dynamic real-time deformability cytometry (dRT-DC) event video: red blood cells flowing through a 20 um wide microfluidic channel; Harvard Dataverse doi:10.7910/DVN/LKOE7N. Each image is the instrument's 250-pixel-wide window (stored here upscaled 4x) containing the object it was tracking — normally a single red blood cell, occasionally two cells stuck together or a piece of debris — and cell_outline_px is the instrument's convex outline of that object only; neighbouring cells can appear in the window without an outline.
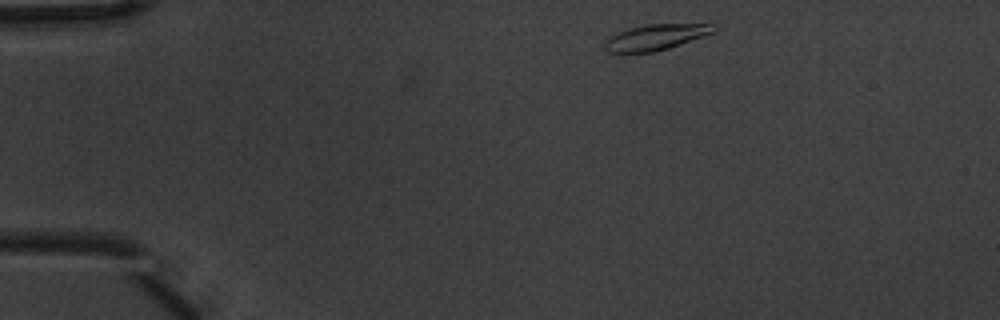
{"species": "common noctule bat (a hibernating species)", "species_latin": "Nyctalus noctula", "temperature_condition": "warm", "stored_images_in_passage": 3, "camera_frame_rate_fps": 3000, "um_per_image_px": 0.085, "animal": {"sex": "male", "body_mass_g": 20.1, "forearm_length_mm": 53.5}, "frame": {"image": 1, "passage_image": 1, "time_ms": 0.0, "image_size_px": [1000, 320], "cell_outline_px": [[716, 28], [712, 32], [680, 44], [668, 48], [652, 52], [620, 56], [608, 52], [604, 48], [604, 40], [616, 32], [648, 24], [716, 24]], "centroid_in_image_um": [55.58, 3.21], "position_along_channel_um": 29.4, "area_um2": 16.65}}